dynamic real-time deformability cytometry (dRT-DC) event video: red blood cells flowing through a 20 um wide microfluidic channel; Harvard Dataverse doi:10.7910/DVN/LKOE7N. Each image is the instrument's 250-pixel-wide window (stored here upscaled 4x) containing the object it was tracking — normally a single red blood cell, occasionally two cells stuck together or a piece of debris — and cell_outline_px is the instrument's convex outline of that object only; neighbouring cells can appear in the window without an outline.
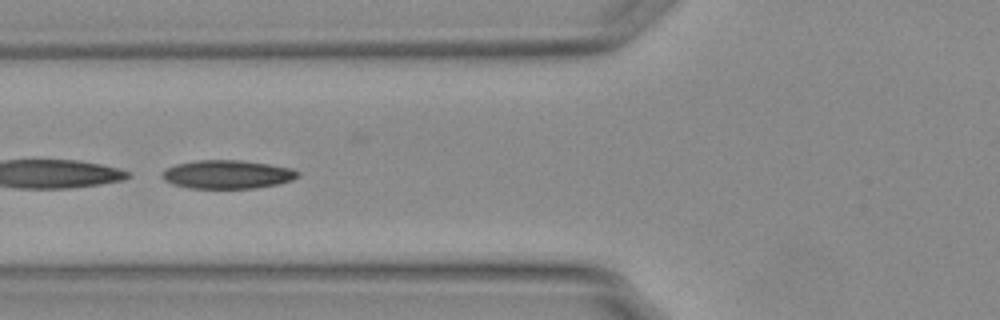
{"species": "Egyptian fruit bat (a non-hibernating species)", "species_latin": "Rousettus aegyptiacus", "temperature_condition": "warm", "stored_images_in_passage": 34, "camera_frame_rate_fps": 3000, "um_per_image_px": 0.085, "animal": {"sex": "female"}, "frame": {"image": 1, "passage_image": 6, "time_ms": 1.667, "image_size_px": [1000, 320], "cell_outline_px": [[300, 176], [292, 180], [276, 184], [256, 188], [188, 188], [172, 184], [164, 180], [160, 176], [160, 172], [164, 168], [176, 164], [196, 160], [240, 160], [268, 164], [292, 168], [300, 172]], "centroid_in_image_um": [19.28, 14.82], "position_along_channel_um": 106.5, "area_um2": 22.77}, "authors_computed_cell_mechanics": {"area_um2": 22.253, "velocity_mm_per_s": 3.7699, "shape_relaxation_time_tau1_ms": 0.5898, "shape_relaxation_time_tau2_ms": null, "deformation_change_tau1": 0.2491, "deformation_change_tau2": null}}